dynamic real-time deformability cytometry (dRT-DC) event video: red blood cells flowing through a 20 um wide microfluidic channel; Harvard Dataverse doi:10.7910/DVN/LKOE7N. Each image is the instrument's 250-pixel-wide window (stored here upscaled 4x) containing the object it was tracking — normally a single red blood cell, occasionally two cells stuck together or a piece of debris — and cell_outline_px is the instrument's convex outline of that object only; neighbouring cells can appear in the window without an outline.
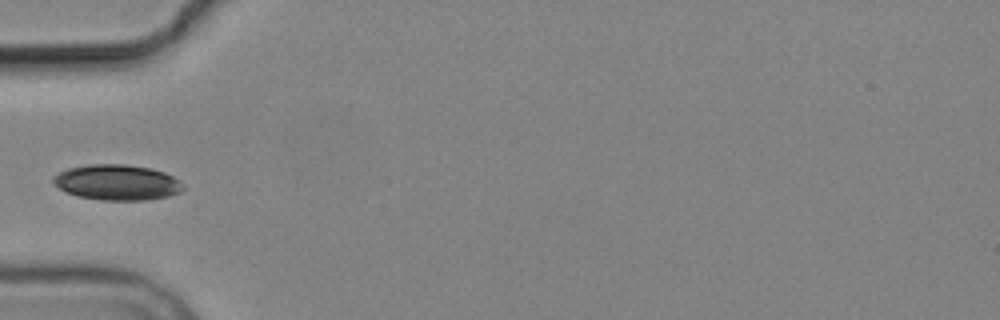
{"species": "common noctule bat (a hibernating species)", "species_latin": "Nyctalus noctula", "temperature_condition": "cold", "stored_images_in_passage": 2, "camera_frame_rate_fps": 3000, "um_per_image_px": 0.085, "animal": {"sex": "male", "body_mass_g": 19.2, "forearm_length_mm": 51.8}, "frame": {"image": 1, "passage_image": 1, "time_ms": 0.0, "image_size_px": [1000, 320], "cell_outline_px": [[184, 188], [180, 192], [168, 196], [144, 200], [100, 200], [76, 196], [52, 184], [52, 176], [68, 168], [88, 164], [124, 164], [152, 168], [164, 172], [172, 176], [184, 184]], "centroid_in_image_um": [9.94, 15.5], "position_along_channel_um": 75.1, "area_um2": 26.99}}
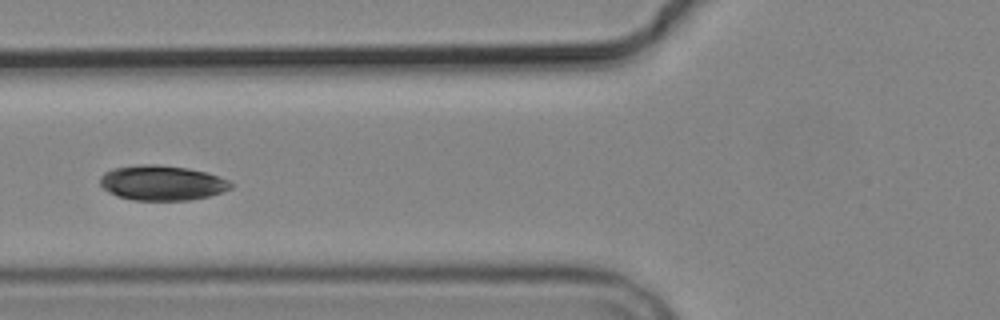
{"frame": {"image": 2, "passage_image": 2, "time_ms": 1.0, "image_size_px": [1000, 320], "cell_outline_px": [[236, 184], [232, 188], [208, 196], [188, 200], [132, 200], [116, 196], [108, 192], [100, 184], [100, 176], [104, 172], [112, 168], [140, 164], [156, 164], [188, 168], [208, 172], [228, 180]], "centroid_in_image_um": [13.76, 15.54], "position_along_channel_um": 112.0, "area_um2": 26.88}}